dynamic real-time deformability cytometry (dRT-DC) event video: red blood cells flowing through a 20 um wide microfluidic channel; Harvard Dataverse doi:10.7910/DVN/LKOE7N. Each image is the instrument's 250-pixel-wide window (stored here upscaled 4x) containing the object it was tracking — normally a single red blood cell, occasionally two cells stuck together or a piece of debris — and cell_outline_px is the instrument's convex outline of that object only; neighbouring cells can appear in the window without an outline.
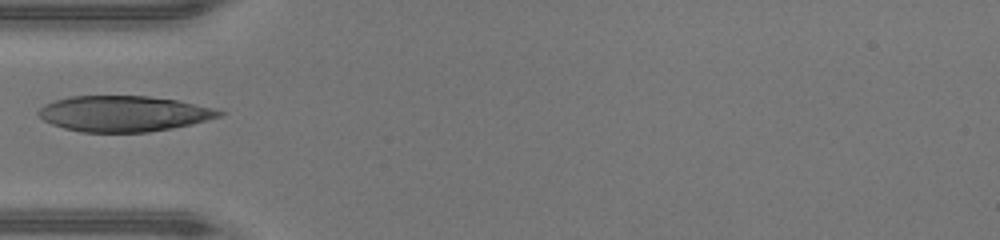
{"species": "human", "species_latin": "Homo sapiens", "temperature_condition": "warm", "stored_images_in_passage": 12, "camera_frame_rate_fps": 3000, "um_per_image_px": 0.085, "donor": {"sex": "male"}, "frame": {"image": 1, "passage_image": 1, "time_ms": 0.0, "image_size_px": [1000, 240], "cell_outline_px": [[224, 112], [220, 116], [172, 128], [148, 132], [80, 132], [64, 128], [52, 124], [44, 120], [36, 112], [44, 104], [56, 100], [72, 96], [148, 96], [176, 100], [212, 108]], "centroid_in_image_um": [10.45, 9.66], "position_along_channel_um": 74.6, "area_um2": 37.17}}
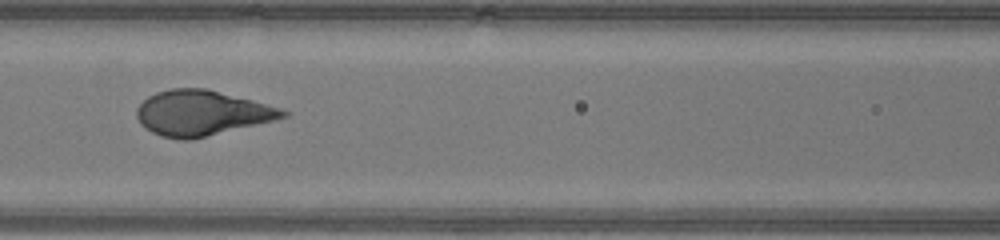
{"frame": {"image": 2, "passage_image": 6, "time_ms": 1.667, "image_size_px": [1000, 240], "cell_outline_px": [[288, 116], [272, 120], [188, 140], [180, 140], [160, 136], [144, 128], [140, 124], [136, 116], [136, 108], [148, 96], [156, 92], [172, 88], [208, 88], [252, 100], [280, 108], [288, 112]], "centroid_in_image_um": [17.07, 9.59], "position_along_channel_um": 149.5, "area_um2": 38.09}}
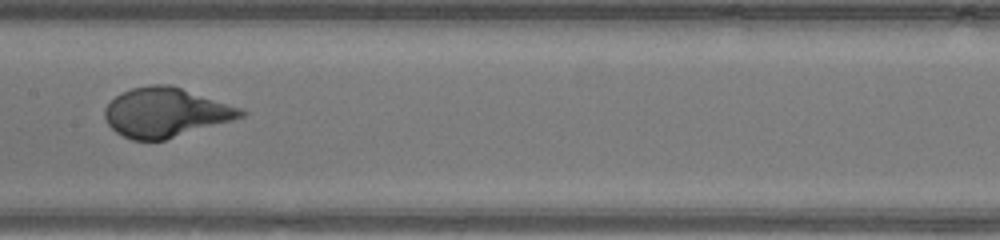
{"frame": {"image": 3, "passage_image": 9, "time_ms": 2.667, "image_size_px": [1000, 240], "cell_outline_px": [[248, 112], [244, 116], [232, 120], [164, 140], [132, 140], [116, 132], [108, 124], [104, 116], [104, 108], [116, 96], [132, 88], [152, 84], [168, 84], [244, 108]], "centroid_in_image_um": [14.1, 9.56], "position_along_channel_um": 193.3, "area_um2": 38.84}}